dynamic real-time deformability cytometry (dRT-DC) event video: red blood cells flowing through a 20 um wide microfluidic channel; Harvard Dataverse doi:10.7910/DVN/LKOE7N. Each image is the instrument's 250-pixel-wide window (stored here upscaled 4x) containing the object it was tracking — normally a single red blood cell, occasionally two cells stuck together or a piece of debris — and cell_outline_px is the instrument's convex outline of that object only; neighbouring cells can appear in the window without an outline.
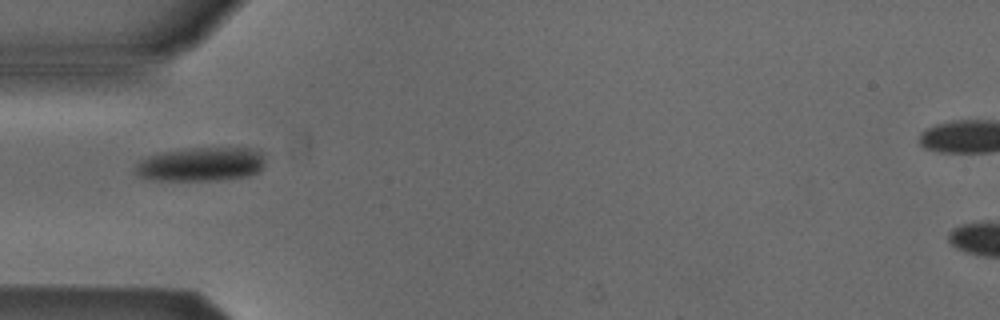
{"species": "Egyptian fruit bat (a non-hibernating species)", "species_latin": "Rousettus aegyptiacus", "temperature_condition": "cold", "stored_images_in_passage": 1, "camera_frame_rate_fps": 3000, "um_per_image_px": 0.085, "animal": {"sex": "male"}, "frame": {"image": 1, "passage_image": 1, "time_ms": 0.0, "image_size_px": [1000, 320], "cell_outline_px": [[264, 168], [260, 172], [248, 176], [220, 180], [144, 180], [136, 176], [136, 164], [140, 160], [148, 156], [164, 152], [188, 148], [248, 148], [264, 152]], "centroid_in_image_um": [17.1, 13.97], "position_along_channel_um": 67.9, "area_um2": 26.01}}